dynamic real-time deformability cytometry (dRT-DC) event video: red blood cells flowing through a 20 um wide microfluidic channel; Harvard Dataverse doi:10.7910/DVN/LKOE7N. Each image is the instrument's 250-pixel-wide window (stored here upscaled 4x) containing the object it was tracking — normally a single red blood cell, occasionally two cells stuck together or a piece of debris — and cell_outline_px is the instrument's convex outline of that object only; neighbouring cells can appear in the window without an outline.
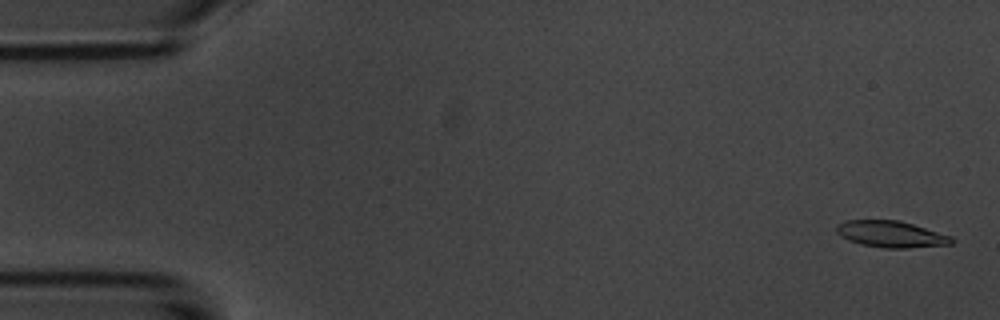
{"species": "common noctule bat (a hibernating species)", "species_latin": "Nyctalus noctula", "temperature_condition": "room temperature", "stored_images_in_passage": 4, "camera_frame_rate_fps": 3000, "um_per_image_px": 0.085, "animal": {"sex": "male", "body_mass_g": 20.1, "forearm_length_mm": 53.5}, "frame": {"image": 1, "passage_image": 1, "time_ms": 0.0, "image_size_px": [1000, 320], "cell_outline_px": [[956, 240], [952, 244], [908, 248], [884, 248], [860, 244], [848, 240], [840, 236], [836, 232], [836, 224], [844, 220], [900, 220], [952, 236]], "centroid_in_image_um": [75.73, 19.9], "position_along_channel_um": 9.3, "area_um2": 17.98}}